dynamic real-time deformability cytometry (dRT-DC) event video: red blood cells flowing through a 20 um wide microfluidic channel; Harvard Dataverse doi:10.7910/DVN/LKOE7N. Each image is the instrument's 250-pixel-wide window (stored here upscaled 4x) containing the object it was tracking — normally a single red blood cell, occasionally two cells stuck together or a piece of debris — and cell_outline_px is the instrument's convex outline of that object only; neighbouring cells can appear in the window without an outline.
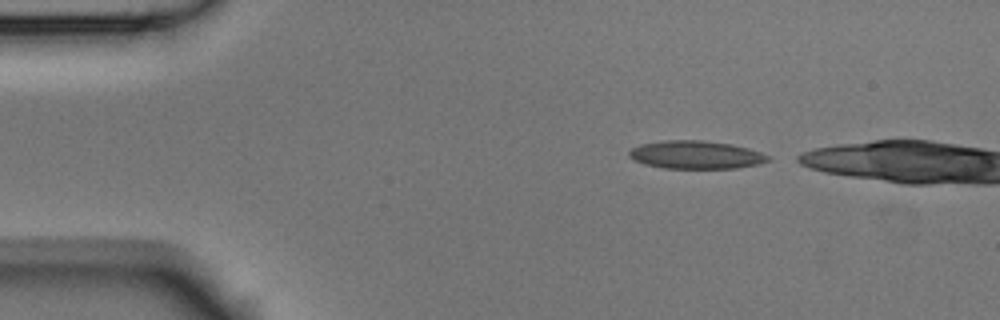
{"species": "Egyptian fruit bat (a non-hibernating species)", "species_latin": "Rousettus aegyptiacus", "temperature_condition": "room temperature", "stored_images_in_passage": 3, "camera_frame_rate_fps": 3000, "um_per_image_px": 0.085, "animal": {"sex": "male"}, "frame": {"image": 1, "passage_image": 1, "time_ms": 0.0, "image_size_px": [1000, 320], "cell_outline_px": [[772, 160], [756, 164], [736, 168], [664, 168], [644, 164], [628, 156], [628, 152], [632, 148], [640, 144], [664, 140], [704, 140], [732, 144], [748, 148], [772, 156]], "centroid_in_image_um": [59.17, 13.15], "position_along_channel_um": 25.8, "area_um2": 22.77}}